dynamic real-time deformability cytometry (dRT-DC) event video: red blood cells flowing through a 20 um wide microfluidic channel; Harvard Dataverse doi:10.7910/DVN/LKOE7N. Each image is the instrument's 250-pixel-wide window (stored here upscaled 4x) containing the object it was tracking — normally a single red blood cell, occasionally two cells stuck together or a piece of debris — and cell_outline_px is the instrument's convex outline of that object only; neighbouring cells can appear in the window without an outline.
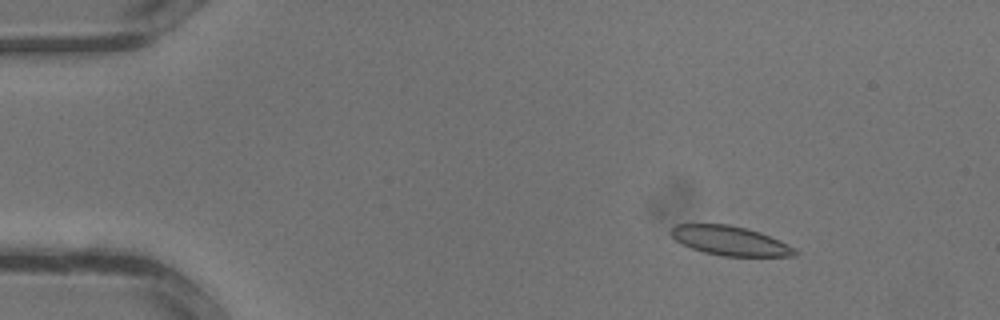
{"species": "common noctule bat (a hibernating species)", "species_latin": "Nyctalus noctula", "temperature_condition": "warm", "stored_images_in_passage": 34, "camera_frame_rate_fps": 3000, "um_per_image_px": 0.085, "animal": {"sex": "male", "body_mass_g": 13.3}, "frame": {"image": 1, "passage_image": 5, "time_ms": 1.333, "image_size_px": [1000, 320], "cell_outline_px": [[800, 252], [796, 256], [724, 256], [704, 252], [692, 248], [676, 240], [668, 232], [676, 224], [728, 224], [760, 232], [780, 240], [796, 248]], "centroid_in_image_um": [62.09, 20.46], "position_along_channel_um": 22.9, "area_um2": 21.15}}
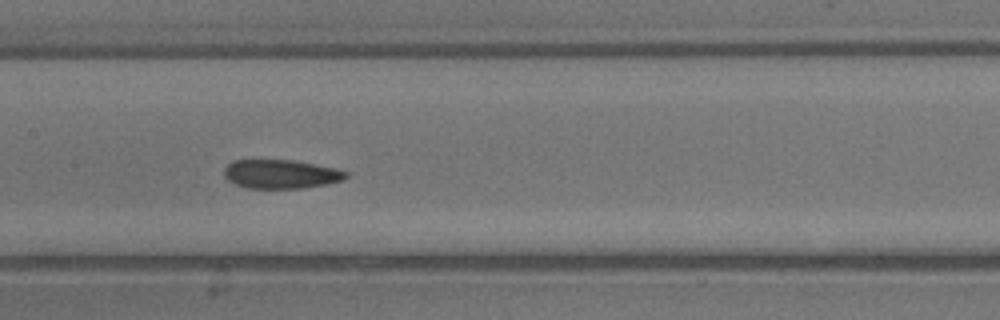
{"frame": {"image": 2, "passage_image": 17, "time_ms": 5.333, "image_size_px": [1000, 320], "cell_outline_px": [[348, 176], [344, 180], [328, 184], [300, 188], [248, 188], [236, 184], [228, 180], [224, 176], [224, 168], [232, 160], [292, 160], [336, 168], [348, 172]], "centroid_in_image_um": [23.89, 14.79], "position_along_channel_um": 183.5, "area_um2": 20.52}}
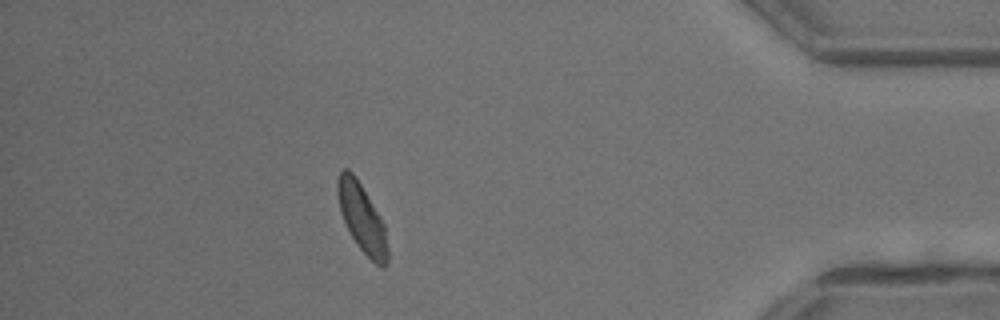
{"frame": {"image": 3, "passage_image": 30, "time_ms": 9.667, "image_size_px": [1000, 320], "cell_outline_px": [[388, 264], [384, 268], [376, 264], [356, 244], [340, 212], [336, 192], [336, 180], [340, 172], [344, 168], [348, 168], [352, 172], [360, 184], [380, 216], [384, 224], [388, 248]], "centroid_in_image_um": [30.76, 18.53], "position_along_channel_um": 404.4, "area_um2": 19.83}}